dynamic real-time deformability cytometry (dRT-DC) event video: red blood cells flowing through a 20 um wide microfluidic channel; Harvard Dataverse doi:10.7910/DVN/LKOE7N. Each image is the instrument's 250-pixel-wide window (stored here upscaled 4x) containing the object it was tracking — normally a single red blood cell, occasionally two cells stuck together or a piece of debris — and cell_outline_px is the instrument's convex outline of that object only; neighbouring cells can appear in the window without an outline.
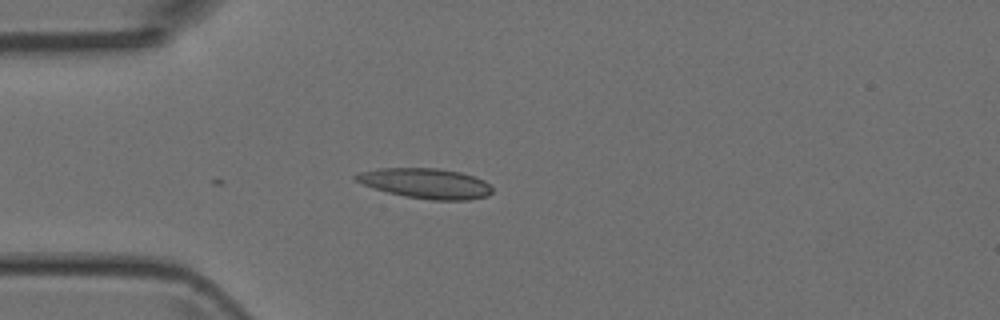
{"species": "Egyptian fruit bat (a non-hibernating species)", "species_latin": "Rousettus aegyptiacus", "temperature_condition": "room temperature", "stored_images_in_passage": 4, "camera_frame_rate_fps": 3000, "um_per_image_px": 0.085, "animal": {"sex": "female"}, "frame": {"image": 1, "passage_image": 3, "time_ms": 3.333, "image_size_px": [1000, 320], "cell_outline_px": [[492, 192], [488, 196], [468, 200], [432, 200], [404, 196], [388, 192], [364, 184], [356, 180], [352, 176], [360, 172], [376, 168], [440, 168], [460, 172], [484, 180], [492, 188]], "centroid_in_image_um": [36.2, 15.58], "position_along_channel_um": 48.8, "area_um2": 23.87}}